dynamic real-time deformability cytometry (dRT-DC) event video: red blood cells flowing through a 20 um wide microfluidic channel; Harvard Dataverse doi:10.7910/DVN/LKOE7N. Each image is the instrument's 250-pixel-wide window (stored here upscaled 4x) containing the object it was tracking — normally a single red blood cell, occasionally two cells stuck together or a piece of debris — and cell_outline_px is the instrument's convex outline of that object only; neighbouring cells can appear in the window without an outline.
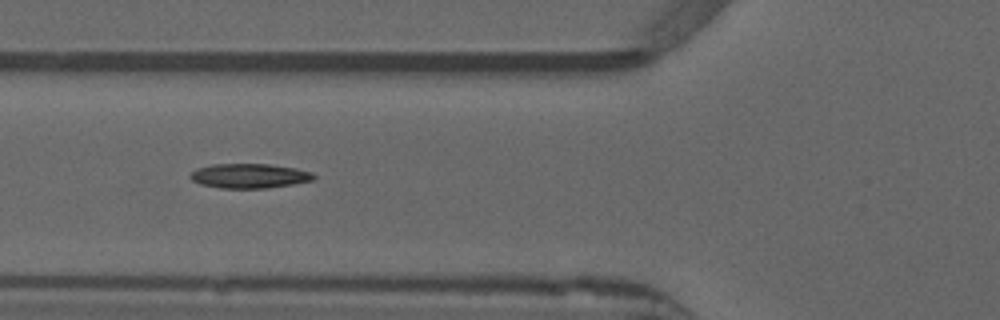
{"species": "common noctule bat (a hibernating species)", "species_latin": "Nyctalus noctula", "temperature_condition": "warm", "stored_images_in_passage": 39, "camera_frame_rate_fps": 3000, "um_per_image_px": 0.085, "animal": {"sex": "male", "forearm_length_mm": 52.5}, "frame": {"image": 1, "passage_image": 6, "time_ms": 1.667, "image_size_px": [1000, 320], "cell_outline_px": [[316, 176], [312, 180], [292, 184], [268, 188], [220, 188], [200, 184], [192, 180], [188, 176], [196, 168], [212, 164], [268, 164], [296, 168], [312, 172]], "centroid_in_image_um": [21.17, 14.95], "position_along_channel_um": 104.6, "area_um2": 17.69}, "authors_computed_cell_mechanics": {"area_um2": 17.051, "velocity_mm_per_s": 3.8916, "shape_relaxation_time_tau1_ms": null, "shape_relaxation_time_tau2_ms": 3.1927, "deformation_change_tau1": null, "deformation_change_tau2": 0.1095}}